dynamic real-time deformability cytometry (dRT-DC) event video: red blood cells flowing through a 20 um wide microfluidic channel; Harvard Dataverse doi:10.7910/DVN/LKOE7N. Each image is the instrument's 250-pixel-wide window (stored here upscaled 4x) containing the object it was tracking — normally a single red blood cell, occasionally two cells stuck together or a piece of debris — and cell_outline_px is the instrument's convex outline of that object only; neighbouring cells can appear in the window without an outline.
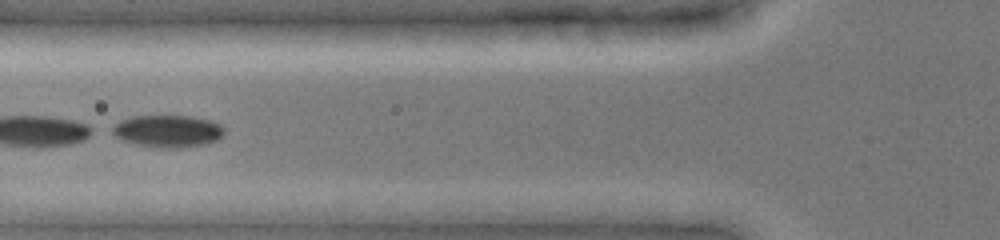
{"species": "common noctule bat (a hibernating species)", "species_latin": "Nyctalus noctula", "temperature_condition": "cold", "stored_images_in_passage": 31, "camera_frame_rate_fps": 3000, "um_per_image_px": 0.085, "animal": {"sex": "female", "body_mass_g": 19.0, "forearm_length_mm": 51.5}, "frame": {"image": 1, "passage_image": 23, "time_ms": 5.667, "image_size_px": [1000, 240], "cell_outline_px": [[224, 132], [216, 140], [208, 144], [180, 148], [156, 148], [136, 144], [120, 140], [108, 132], [108, 128], [120, 120], [132, 116], [192, 116], [212, 120], [220, 124], [224, 128]], "centroid_in_image_um": [14.19, 11.15], "position_along_channel_um": 111.6, "area_um2": 21.56}}